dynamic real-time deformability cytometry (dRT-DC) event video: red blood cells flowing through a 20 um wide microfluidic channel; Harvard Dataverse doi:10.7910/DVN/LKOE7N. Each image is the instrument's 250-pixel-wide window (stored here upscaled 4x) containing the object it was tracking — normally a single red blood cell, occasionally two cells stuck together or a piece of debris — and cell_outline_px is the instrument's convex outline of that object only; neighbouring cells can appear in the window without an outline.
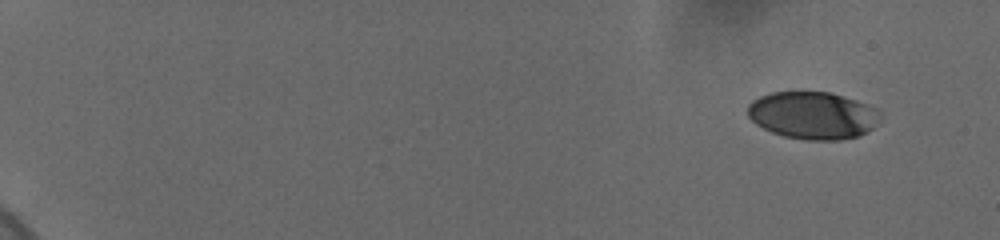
{"species": "human", "species_latin": "Homo sapiens", "temperature_condition": "cold", "stored_images_in_passage": 14, "camera_frame_rate_fps": 3000, "um_per_image_px": 0.085, "donor": {"sex": "female"}, "frame": {"image": 1, "passage_image": 1, "time_ms": 0.0, "image_size_px": [1000, 240], "cell_outline_px": [[872, 128], [868, 132], [856, 136], [840, 140], [804, 140], [784, 136], [772, 132], [756, 124], [748, 116], [748, 104], [752, 100], [760, 96], [772, 92], [792, 88], [828, 92], [864, 104], [872, 108]], "centroid_in_image_um": [68.9, 9.77], "position_along_channel_um": 16.1, "area_um2": 36.24}}
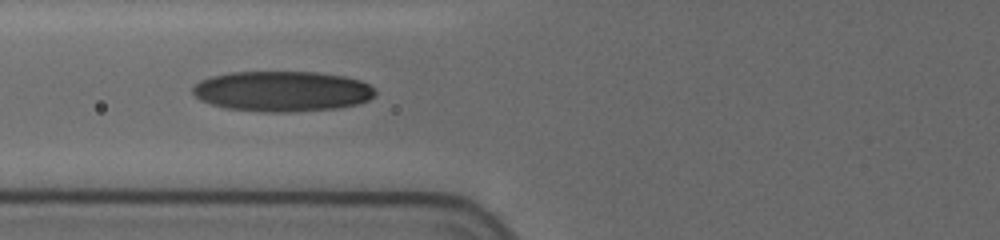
{"frame": {"image": 2, "passage_image": 10, "time_ms": 7.333, "image_size_px": [1000, 240], "cell_outline_px": [[376, 92], [368, 100], [356, 104], [336, 108], [288, 112], [260, 112], [224, 108], [200, 100], [192, 92], [192, 88], [200, 80], [212, 76], [228, 72], [316, 72], [344, 76], [360, 80], [368, 84]], "centroid_in_image_um": [23.94, 7.76], "position_along_channel_um": 101.9, "area_um2": 42.95}}
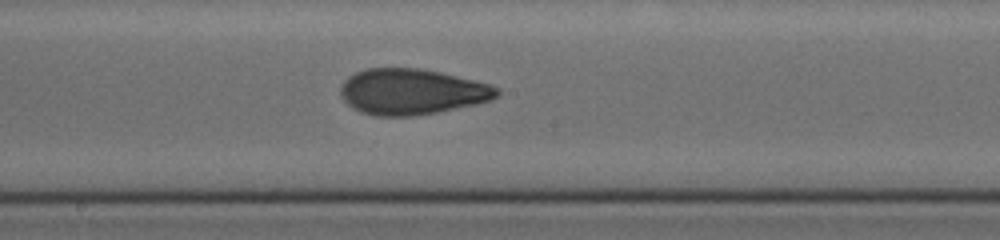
{"frame": {"image": 3, "passage_image": 14, "time_ms": 10.333, "image_size_px": [1000, 240], "cell_outline_px": [[500, 92], [492, 100], [476, 104], [436, 112], [412, 116], [376, 116], [360, 112], [352, 108], [340, 96], [340, 88], [344, 80], [348, 76], [356, 72], [368, 68], [420, 68], [440, 72], [492, 84], [500, 88]], "centroid_in_image_um": [35.0, 7.79], "position_along_channel_um": 213.2, "area_um2": 41.91}}